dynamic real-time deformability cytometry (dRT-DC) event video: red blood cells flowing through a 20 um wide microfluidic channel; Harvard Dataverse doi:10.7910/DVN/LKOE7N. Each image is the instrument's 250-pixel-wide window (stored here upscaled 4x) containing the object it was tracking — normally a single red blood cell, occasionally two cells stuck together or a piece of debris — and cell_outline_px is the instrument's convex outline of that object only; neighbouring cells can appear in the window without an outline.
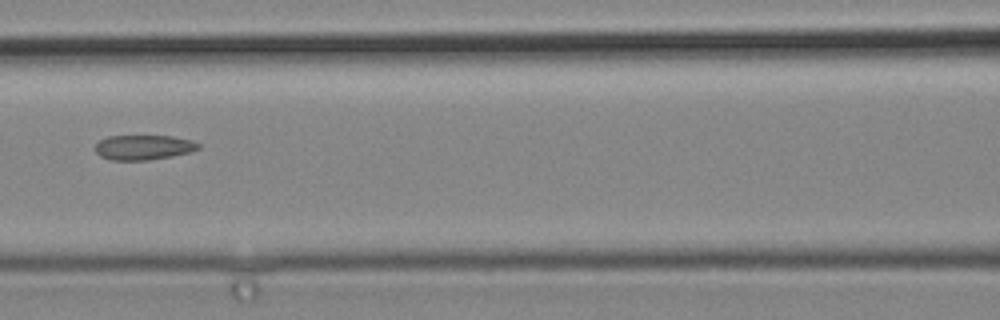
{"species": "common noctule bat (a hibernating species)", "species_latin": "Nyctalus noctula", "temperature_condition": "cold", "stored_images_in_passage": 4, "camera_frame_rate_fps": 3000, "um_per_image_px": 0.085, "animal": {"sex": "male", "body_mass_g": 19.2, "forearm_length_mm": 51.8}, "frame": {"image": 1, "passage_image": 4, "time_ms": 1.0, "image_size_px": [1000, 320], "cell_outline_px": [[200, 148], [188, 152], [172, 156], [148, 160], [112, 160], [100, 156], [96, 152], [96, 144], [100, 140], [108, 136], [172, 136], [192, 140], [200, 144]], "centroid_in_image_um": [12.2, 12.52], "position_along_channel_um": 154.4, "area_um2": 14.85}}